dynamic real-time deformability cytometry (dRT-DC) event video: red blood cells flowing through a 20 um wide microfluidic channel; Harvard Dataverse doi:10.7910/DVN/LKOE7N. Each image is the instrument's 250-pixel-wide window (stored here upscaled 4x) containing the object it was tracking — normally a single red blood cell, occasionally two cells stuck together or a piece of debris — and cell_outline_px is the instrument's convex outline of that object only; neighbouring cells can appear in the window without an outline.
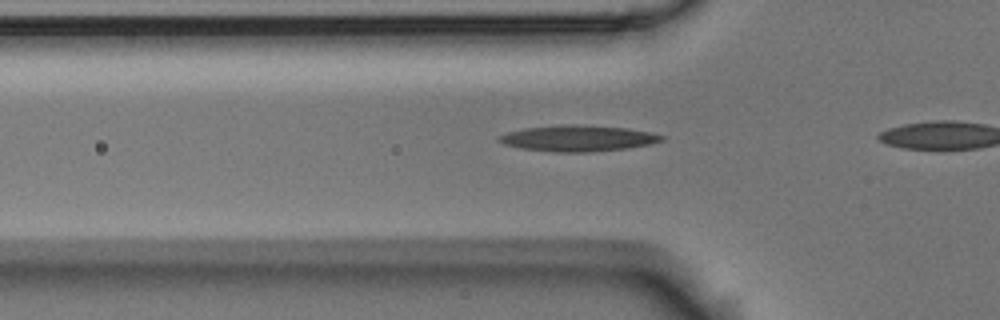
{"species": "Egyptian fruit bat (a non-hibernating species)", "species_latin": "Rousettus aegyptiacus", "temperature_condition": "room temperature", "stored_images_in_passage": 31, "camera_frame_rate_fps": 3000, "um_per_image_px": 0.085, "animal": {"sex": "male"}, "frame": {"image": 1, "passage_image": 5, "time_ms": 1.333, "image_size_px": [1000, 320], "cell_outline_px": [[664, 140], [648, 144], [628, 148], [592, 152], [556, 152], [520, 148], [504, 144], [496, 140], [500, 136], [508, 132], [524, 128], [572, 124], [628, 128], [652, 132], [664, 136]], "centroid_in_image_um": [49.15, 11.76], "position_along_channel_um": 76.7, "area_um2": 24.57}}
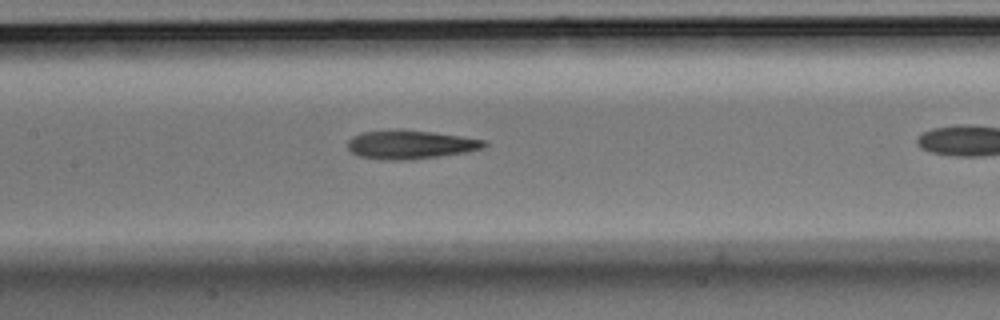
{"frame": {"image": 2, "passage_image": 13, "time_ms": 4.0, "image_size_px": [1000, 320], "cell_outline_px": [[488, 144], [484, 148], [468, 152], [440, 156], [408, 160], [380, 160], [360, 156], [352, 152], [348, 148], [348, 140], [352, 136], [364, 132], [396, 128], [432, 132], [460, 136], [484, 140]], "centroid_in_image_um": [34.87, 12.28], "position_along_channel_um": 172.5, "area_um2": 23.06}}
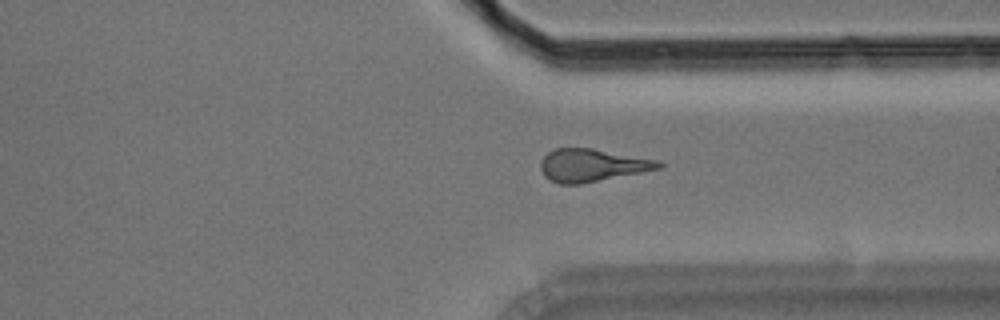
{"frame": {"image": 3, "passage_image": 29, "time_ms": 9.333, "image_size_px": [1000, 320], "cell_outline_px": [[664, 168], [580, 184], [560, 184], [548, 180], [544, 176], [540, 168], [540, 160], [552, 148], [592, 148], [660, 160], [664, 164]], "centroid_in_image_um": [50.34, 14.04], "position_along_channel_um": 361.1, "area_um2": 22.83}}